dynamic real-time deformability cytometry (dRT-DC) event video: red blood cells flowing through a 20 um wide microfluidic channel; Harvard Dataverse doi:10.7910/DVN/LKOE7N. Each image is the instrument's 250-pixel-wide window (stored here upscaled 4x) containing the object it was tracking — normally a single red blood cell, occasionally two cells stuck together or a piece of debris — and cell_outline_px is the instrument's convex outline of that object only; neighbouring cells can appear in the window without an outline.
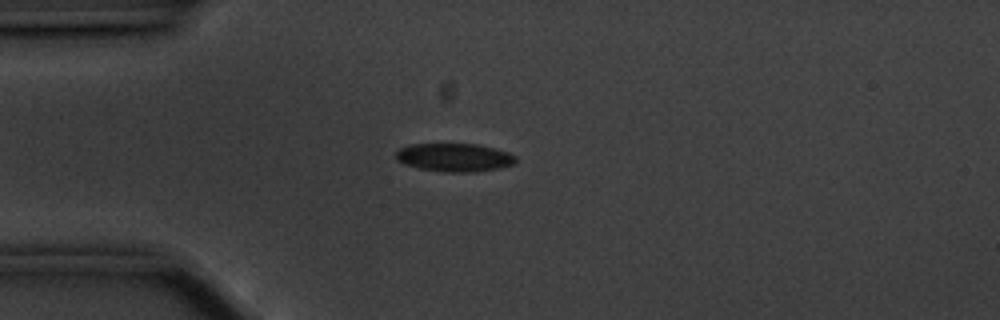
{"species": "common noctule bat (a hibernating species)", "species_latin": "Nyctalus noctula", "temperature_condition": "cold", "stored_images_in_passage": 51, "camera_frame_rate_fps": 3000, "um_per_image_px": 0.085, "animal": {"sex": "male", "body_mass_g": 20.1, "forearm_length_mm": 53.5}, "frame": {"image": 1, "passage_image": 9, "time_ms": 2.667, "image_size_px": [1000, 320], "cell_outline_px": [[516, 160], [512, 164], [500, 168], [468, 172], [444, 172], [420, 168], [404, 164], [396, 160], [396, 152], [400, 148], [408, 144], [476, 144], [496, 148], [508, 152], [516, 156]], "centroid_in_image_um": [38.61, 13.37], "position_along_channel_um": 46.4, "area_um2": 19.71}}
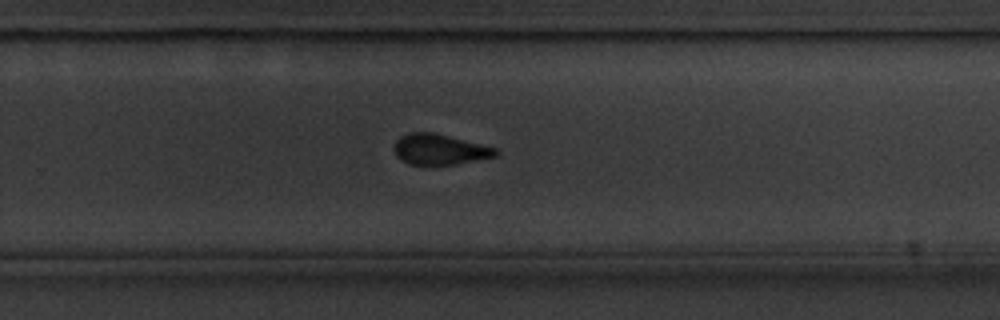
{"frame": {"image": 2, "passage_image": 31, "time_ms": 10.0, "image_size_px": [1000, 320], "cell_outline_px": [[500, 152], [496, 156], [456, 164], [408, 164], [400, 160], [396, 156], [392, 148], [396, 140], [400, 136], [408, 132], [432, 132], [496, 148]], "centroid_in_image_um": [37.31, 12.7], "position_along_channel_um": 292.5, "area_um2": 18.03}}
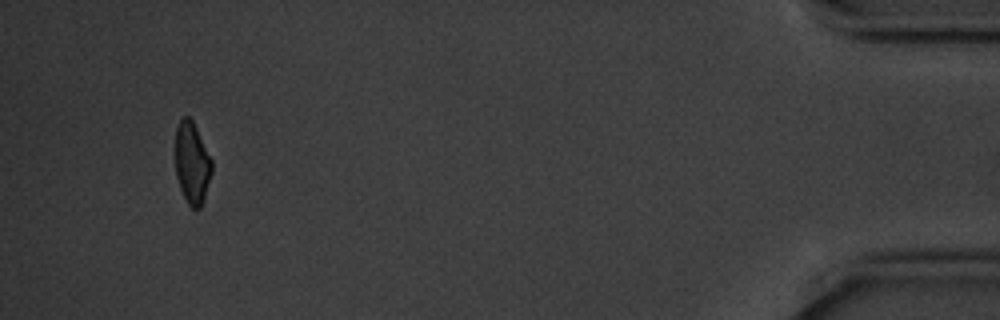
{"frame": {"image": 3, "passage_image": 48, "time_ms": 15.667, "image_size_px": [1000, 320], "cell_outline_px": [[212, 172], [200, 208], [192, 208], [188, 204], [180, 188], [176, 176], [176, 128], [180, 120], [184, 116], [188, 116], [192, 120], [212, 160]], "centroid_in_image_um": [16.32, 13.85], "position_along_channel_um": 418.9, "area_um2": 17.05}, "authors_computed_cell_mechanics": {"area_um2": 19.4786, "velocity_mm_per_s": 3.542, "shape_relaxation_time_tau1_ms": 2.6817, "shape_relaxation_time_tau2_ms": 3.4913, "deformation_change_tau1": 0.0814, "deformation_change_tau2": 0.067}}